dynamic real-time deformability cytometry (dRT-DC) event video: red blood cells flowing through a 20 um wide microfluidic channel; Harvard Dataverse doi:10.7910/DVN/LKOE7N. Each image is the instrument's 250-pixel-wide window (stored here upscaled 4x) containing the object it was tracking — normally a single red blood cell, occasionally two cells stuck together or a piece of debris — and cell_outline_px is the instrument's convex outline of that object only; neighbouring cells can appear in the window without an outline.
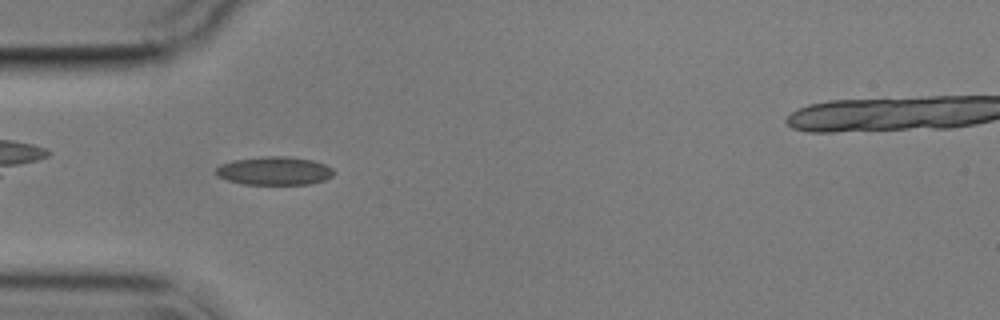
{"species": "common noctule bat (a hibernating species)", "species_latin": "Nyctalus noctula", "temperature_condition": "cold", "stored_images_in_passage": 1, "camera_frame_rate_fps": 3000, "um_per_image_px": 0.085, "animal": {"sex": "male", "body_mass_g": 17.9}, "frame": {"image": 1, "passage_image": 1, "time_ms": 0.0, "image_size_px": [1000, 320], "cell_outline_px": [[336, 172], [332, 176], [324, 180], [312, 184], [244, 184], [228, 180], [216, 176], [216, 168], [220, 164], [232, 160], [264, 156], [288, 156], [312, 160], [324, 164], [332, 168]], "centroid_in_image_um": [23.32, 14.52], "position_along_channel_um": 61.7, "area_um2": 19.59}}